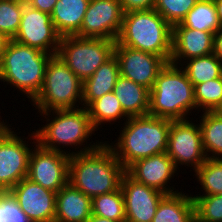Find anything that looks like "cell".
<instances>
[{
	"instance_id": "cell-1",
	"label": "cell",
	"mask_w": 222,
	"mask_h": 222,
	"mask_svg": "<svg viewBox=\"0 0 222 222\" xmlns=\"http://www.w3.org/2000/svg\"><path fill=\"white\" fill-rule=\"evenodd\" d=\"M39 113L47 122L41 128L35 129L34 133L37 143L43 148L64 152L71 156L95 150L103 143V140L95 143L92 141L93 144L89 142L91 139L89 137H92V134L97 130L93 127L85 107L80 106L76 109H58ZM88 142L90 144H87ZM72 146L75 147L73 148L75 152L70 150ZM65 147L66 149L70 147L67 149L69 151L62 150Z\"/></svg>"
},
{
	"instance_id": "cell-2",
	"label": "cell",
	"mask_w": 222,
	"mask_h": 222,
	"mask_svg": "<svg viewBox=\"0 0 222 222\" xmlns=\"http://www.w3.org/2000/svg\"><path fill=\"white\" fill-rule=\"evenodd\" d=\"M125 172L104 141L95 150L70 156L68 182L92 199L118 190Z\"/></svg>"
},
{
	"instance_id": "cell-3",
	"label": "cell",
	"mask_w": 222,
	"mask_h": 222,
	"mask_svg": "<svg viewBox=\"0 0 222 222\" xmlns=\"http://www.w3.org/2000/svg\"><path fill=\"white\" fill-rule=\"evenodd\" d=\"M170 126L171 120L165 118L150 115L129 117L120 128L116 141L105 142L127 169L139 159L166 152Z\"/></svg>"
},
{
	"instance_id": "cell-4",
	"label": "cell",
	"mask_w": 222,
	"mask_h": 222,
	"mask_svg": "<svg viewBox=\"0 0 222 222\" xmlns=\"http://www.w3.org/2000/svg\"><path fill=\"white\" fill-rule=\"evenodd\" d=\"M194 109L197 112L194 86L186 72L180 66L167 63L150 90L148 115L186 120Z\"/></svg>"
},
{
	"instance_id": "cell-5",
	"label": "cell",
	"mask_w": 222,
	"mask_h": 222,
	"mask_svg": "<svg viewBox=\"0 0 222 222\" xmlns=\"http://www.w3.org/2000/svg\"><path fill=\"white\" fill-rule=\"evenodd\" d=\"M173 27L153 8L123 14L120 45L161 56L168 63L172 54Z\"/></svg>"
},
{
	"instance_id": "cell-6",
	"label": "cell",
	"mask_w": 222,
	"mask_h": 222,
	"mask_svg": "<svg viewBox=\"0 0 222 222\" xmlns=\"http://www.w3.org/2000/svg\"><path fill=\"white\" fill-rule=\"evenodd\" d=\"M52 54L10 39L0 60V82L16 88L28 101L40 92Z\"/></svg>"
},
{
	"instance_id": "cell-7",
	"label": "cell",
	"mask_w": 222,
	"mask_h": 222,
	"mask_svg": "<svg viewBox=\"0 0 222 222\" xmlns=\"http://www.w3.org/2000/svg\"><path fill=\"white\" fill-rule=\"evenodd\" d=\"M82 97L83 82L60 57L53 55L47 64L42 88L30 102L38 112H46L82 107Z\"/></svg>"
},
{
	"instance_id": "cell-8",
	"label": "cell",
	"mask_w": 222,
	"mask_h": 222,
	"mask_svg": "<svg viewBox=\"0 0 222 222\" xmlns=\"http://www.w3.org/2000/svg\"><path fill=\"white\" fill-rule=\"evenodd\" d=\"M114 40L63 36L57 56L84 82L114 54Z\"/></svg>"
},
{
	"instance_id": "cell-9",
	"label": "cell",
	"mask_w": 222,
	"mask_h": 222,
	"mask_svg": "<svg viewBox=\"0 0 222 222\" xmlns=\"http://www.w3.org/2000/svg\"><path fill=\"white\" fill-rule=\"evenodd\" d=\"M29 136L35 147L29 158L27 178L57 193L68 183L70 155L43 148L34 131Z\"/></svg>"
},
{
	"instance_id": "cell-10",
	"label": "cell",
	"mask_w": 222,
	"mask_h": 222,
	"mask_svg": "<svg viewBox=\"0 0 222 222\" xmlns=\"http://www.w3.org/2000/svg\"><path fill=\"white\" fill-rule=\"evenodd\" d=\"M166 153L178 170L181 165L192 167L193 171L198 169L207 159L199 123L189 119L171 120Z\"/></svg>"
},
{
	"instance_id": "cell-11",
	"label": "cell",
	"mask_w": 222,
	"mask_h": 222,
	"mask_svg": "<svg viewBox=\"0 0 222 222\" xmlns=\"http://www.w3.org/2000/svg\"><path fill=\"white\" fill-rule=\"evenodd\" d=\"M61 38L49 13L24 4L20 27L13 38L14 41L57 55Z\"/></svg>"
},
{
	"instance_id": "cell-12",
	"label": "cell",
	"mask_w": 222,
	"mask_h": 222,
	"mask_svg": "<svg viewBox=\"0 0 222 222\" xmlns=\"http://www.w3.org/2000/svg\"><path fill=\"white\" fill-rule=\"evenodd\" d=\"M12 129L15 130L9 128L0 138V191L6 192L27 177L33 150L26 142L28 137L21 138Z\"/></svg>"
},
{
	"instance_id": "cell-13",
	"label": "cell",
	"mask_w": 222,
	"mask_h": 222,
	"mask_svg": "<svg viewBox=\"0 0 222 222\" xmlns=\"http://www.w3.org/2000/svg\"><path fill=\"white\" fill-rule=\"evenodd\" d=\"M123 14L119 0H90L76 36L116 41L121 31Z\"/></svg>"
},
{
	"instance_id": "cell-14",
	"label": "cell",
	"mask_w": 222,
	"mask_h": 222,
	"mask_svg": "<svg viewBox=\"0 0 222 222\" xmlns=\"http://www.w3.org/2000/svg\"><path fill=\"white\" fill-rule=\"evenodd\" d=\"M30 222H54L57 193L23 178L8 191Z\"/></svg>"
},
{
	"instance_id": "cell-15",
	"label": "cell",
	"mask_w": 222,
	"mask_h": 222,
	"mask_svg": "<svg viewBox=\"0 0 222 222\" xmlns=\"http://www.w3.org/2000/svg\"><path fill=\"white\" fill-rule=\"evenodd\" d=\"M120 75L151 90L159 72L168 63L161 56L120 45L114 46Z\"/></svg>"
},
{
	"instance_id": "cell-16",
	"label": "cell",
	"mask_w": 222,
	"mask_h": 222,
	"mask_svg": "<svg viewBox=\"0 0 222 222\" xmlns=\"http://www.w3.org/2000/svg\"><path fill=\"white\" fill-rule=\"evenodd\" d=\"M120 188L124 196L125 222H152L161 199L166 195L124 173Z\"/></svg>"
},
{
	"instance_id": "cell-17",
	"label": "cell",
	"mask_w": 222,
	"mask_h": 222,
	"mask_svg": "<svg viewBox=\"0 0 222 222\" xmlns=\"http://www.w3.org/2000/svg\"><path fill=\"white\" fill-rule=\"evenodd\" d=\"M126 172L136 181L166 195L179 192L174 186L170 187V180L174 178L175 173L176 175L179 173L166 152L139 159L132 163Z\"/></svg>"
},
{
	"instance_id": "cell-18",
	"label": "cell",
	"mask_w": 222,
	"mask_h": 222,
	"mask_svg": "<svg viewBox=\"0 0 222 222\" xmlns=\"http://www.w3.org/2000/svg\"><path fill=\"white\" fill-rule=\"evenodd\" d=\"M213 44V33L176 24L173 26L172 54L169 63L181 66L184 60L212 54Z\"/></svg>"
},
{
	"instance_id": "cell-19",
	"label": "cell",
	"mask_w": 222,
	"mask_h": 222,
	"mask_svg": "<svg viewBox=\"0 0 222 222\" xmlns=\"http://www.w3.org/2000/svg\"><path fill=\"white\" fill-rule=\"evenodd\" d=\"M91 214V198L69 182L57 192L54 222H87Z\"/></svg>"
},
{
	"instance_id": "cell-20",
	"label": "cell",
	"mask_w": 222,
	"mask_h": 222,
	"mask_svg": "<svg viewBox=\"0 0 222 222\" xmlns=\"http://www.w3.org/2000/svg\"><path fill=\"white\" fill-rule=\"evenodd\" d=\"M119 76V63L113 54L83 82L82 107L86 108L92 101L112 92Z\"/></svg>"
},
{
	"instance_id": "cell-21",
	"label": "cell",
	"mask_w": 222,
	"mask_h": 222,
	"mask_svg": "<svg viewBox=\"0 0 222 222\" xmlns=\"http://www.w3.org/2000/svg\"><path fill=\"white\" fill-rule=\"evenodd\" d=\"M113 93L128 117L145 116L149 113L150 90L134 81L119 76Z\"/></svg>"
},
{
	"instance_id": "cell-22",
	"label": "cell",
	"mask_w": 222,
	"mask_h": 222,
	"mask_svg": "<svg viewBox=\"0 0 222 222\" xmlns=\"http://www.w3.org/2000/svg\"><path fill=\"white\" fill-rule=\"evenodd\" d=\"M90 0H58L50 14L57 32L63 37L76 35L83 23Z\"/></svg>"
},
{
	"instance_id": "cell-23",
	"label": "cell",
	"mask_w": 222,
	"mask_h": 222,
	"mask_svg": "<svg viewBox=\"0 0 222 222\" xmlns=\"http://www.w3.org/2000/svg\"><path fill=\"white\" fill-rule=\"evenodd\" d=\"M152 222H195L191 193L179 191L165 195L158 204Z\"/></svg>"
},
{
	"instance_id": "cell-24",
	"label": "cell",
	"mask_w": 222,
	"mask_h": 222,
	"mask_svg": "<svg viewBox=\"0 0 222 222\" xmlns=\"http://www.w3.org/2000/svg\"><path fill=\"white\" fill-rule=\"evenodd\" d=\"M201 113L199 126L205 155L210 159H222V114L216 111Z\"/></svg>"
},
{
	"instance_id": "cell-25",
	"label": "cell",
	"mask_w": 222,
	"mask_h": 222,
	"mask_svg": "<svg viewBox=\"0 0 222 222\" xmlns=\"http://www.w3.org/2000/svg\"><path fill=\"white\" fill-rule=\"evenodd\" d=\"M93 127L98 130L104 123L113 124L117 120H127L129 117L124 113L121 103L112 92L92 101L86 107ZM113 121V122H112ZM112 122V123H111ZM100 126V127H99Z\"/></svg>"
},
{
	"instance_id": "cell-26",
	"label": "cell",
	"mask_w": 222,
	"mask_h": 222,
	"mask_svg": "<svg viewBox=\"0 0 222 222\" xmlns=\"http://www.w3.org/2000/svg\"><path fill=\"white\" fill-rule=\"evenodd\" d=\"M182 26L215 33L221 26L214 0H199L180 23Z\"/></svg>"
},
{
	"instance_id": "cell-27",
	"label": "cell",
	"mask_w": 222,
	"mask_h": 222,
	"mask_svg": "<svg viewBox=\"0 0 222 222\" xmlns=\"http://www.w3.org/2000/svg\"><path fill=\"white\" fill-rule=\"evenodd\" d=\"M181 68L193 86L222 76V61L214 53L186 60Z\"/></svg>"
},
{
	"instance_id": "cell-28",
	"label": "cell",
	"mask_w": 222,
	"mask_h": 222,
	"mask_svg": "<svg viewBox=\"0 0 222 222\" xmlns=\"http://www.w3.org/2000/svg\"><path fill=\"white\" fill-rule=\"evenodd\" d=\"M92 214L113 221L125 222L124 196L121 188L91 199Z\"/></svg>"
},
{
	"instance_id": "cell-29",
	"label": "cell",
	"mask_w": 222,
	"mask_h": 222,
	"mask_svg": "<svg viewBox=\"0 0 222 222\" xmlns=\"http://www.w3.org/2000/svg\"><path fill=\"white\" fill-rule=\"evenodd\" d=\"M194 173L204 191L202 195L222 194V159L207 158Z\"/></svg>"
},
{
	"instance_id": "cell-30",
	"label": "cell",
	"mask_w": 222,
	"mask_h": 222,
	"mask_svg": "<svg viewBox=\"0 0 222 222\" xmlns=\"http://www.w3.org/2000/svg\"><path fill=\"white\" fill-rule=\"evenodd\" d=\"M197 113L216 111L222 103V76L194 86Z\"/></svg>"
},
{
	"instance_id": "cell-31",
	"label": "cell",
	"mask_w": 222,
	"mask_h": 222,
	"mask_svg": "<svg viewBox=\"0 0 222 222\" xmlns=\"http://www.w3.org/2000/svg\"><path fill=\"white\" fill-rule=\"evenodd\" d=\"M25 3L23 0H0V32L9 39L19 30Z\"/></svg>"
},
{
	"instance_id": "cell-32",
	"label": "cell",
	"mask_w": 222,
	"mask_h": 222,
	"mask_svg": "<svg viewBox=\"0 0 222 222\" xmlns=\"http://www.w3.org/2000/svg\"><path fill=\"white\" fill-rule=\"evenodd\" d=\"M195 207V222H222V194L192 195Z\"/></svg>"
},
{
	"instance_id": "cell-33",
	"label": "cell",
	"mask_w": 222,
	"mask_h": 222,
	"mask_svg": "<svg viewBox=\"0 0 222 222\" xmlns=\"http://www.w3.org/2000/svg\"><path fill=\"white\" fill-rule=\"evenodd\" d=\"M199 0H155L153 8L173 27L181 23Z\"/></svg>"
},
{
	"instance_id": "cell-34",
	"label": "cell",
	"mask_w": 222,
	"mask_h": 222,
	"mask_svg": "<svg viewBox=\"0 0 222 222\" xmlns=\"http://www.w3.org/2000/svg\"><path fill=\"white\" fill-rule=\"evenodd\" d=\"M1 222H30L9 195L1 205Z\"/></svg>"
},
{
	"instance_id": "cell-35",
	"label": "cell",
	"mask_w": 222,
	"mask_h": 222,
	"mask_svg": "<svg viewBox=\"0 0 222 222\" xmlns=\"http://www.w3.org/2000/svg\"><path fill=\"white\" fill-rule=\"evenodd\" d=\"M122 9L125 12L132 10H148L153 9L155 0H119Z\"/></svg>"
},
{
	"instance_id": "cell-36",
	"label": "cell",
	"mask_w": 222,
	"mask_h": 222,
	"mask_svg": "<svg viewBox=\"0 0 222 222\" xmlns=\"http://www.w3.org/2000/svg\"><path fill=\"white\" fill-rule=\"evenodd\" d=\"M58 0H26V4L42 12L51 14Z\"/></svg>"
},
{
	"instance_id": "cell-37",
	"label": "cell",
	"mask_w": 222,
	"mask_h": 222,
	"mask_svg": "<svg viewBox=\"0 0 222 222\" xmlns=\"http://www.w3.org/2000/svg\"><path fill=\"white\" fill-rule=\"evenodd\" d=\"M213 53L222 61V27L214 33Z\"/></svg>"
},
{
	"instance_id": "cell-38",
	"label": "cell",
	"mask_w": 222,
	"mask_h": 222,
	"mask_svg": "<svg viewBox=\"0 0 222 222\" xmlns=\"http://www.w3.org/2000/svg\"><path fill=\"white\" fill-rule=\"evenodd\" d=\"M9 40L10 39L5 34L0 32V60L2 58L3 52L5 51Z\"/></svg>"
},
{
	"instance_id": "cell-39",
	"label": "cell",
	"mask_w": 222,
	"mask_h": 222,
	"mask_svg": "<svg viewBox=\"0 0 222 222\" xmlns=\"http://www.w3.org/2000/svg\"><path fill=\"white\" fill-rule=\"evenodd\" d=\"M87 222H119V221H113L107 218H103V217L95 216L91 214V217L88 219Z\"/></svg>"
},
{
	"instance_id": "cell-40",
	"label": "cell",
	"mask_w": 222,
	"mask_h": 222,
	"mask_svg": "<svg viewBox=\"0 0 222 222\" xmlns=\"http://www.w3.org/2000/svg\"><path fill=\"white\" fill-rule=\"evenodd\" d=\"M217 9V15L222 26V0H214Z\"/></svg>"
},
{
	"instance_id": "cell-41",
	"label": "cell",
	"mask_w": 222,
	"mask_h": 222,
	"mask_svg": "<svg viewBox=\"0 0 222 222\" xmlns=\"http://www.w3.org/2000/svg\"><path fill=\"white\" fill-rule=\"evenodd\" d=\"M10 125L11 124L7 123V121L4 122V120H2V121L0 120V138L11 127Z\"/></svg>"
},
{
	"instance_id": "cell-42",
	"label": "cell",
	"mask_w": 222,
	"mask_h": 222,
	"mask_svg": "<svg viewBox=\"0 0 222 222\" xmlns=\"http://www.w3.org/2000/svg\"><path fill=\"white\" fill-rule=\"evenodd\" d=\"M9 196V193L6 191H0V222H1V205L2 202Z\"/></svg>"
},
{
	"instance_id": "cell-43",
	"label": "cell",
	"mask_w": 222,
	"mask_h": 222,
	"mask_svg": "<svg viewBox=\"0 0 222 222\" xmlns=\"http://www.w3.org/2000/svg\"><path fill=\"white\" fill-rule=\"evenodd\" d=\"M219 114H222V103L220 104L219 108L216 110Z\"/></svg>"
}]
</instances>
